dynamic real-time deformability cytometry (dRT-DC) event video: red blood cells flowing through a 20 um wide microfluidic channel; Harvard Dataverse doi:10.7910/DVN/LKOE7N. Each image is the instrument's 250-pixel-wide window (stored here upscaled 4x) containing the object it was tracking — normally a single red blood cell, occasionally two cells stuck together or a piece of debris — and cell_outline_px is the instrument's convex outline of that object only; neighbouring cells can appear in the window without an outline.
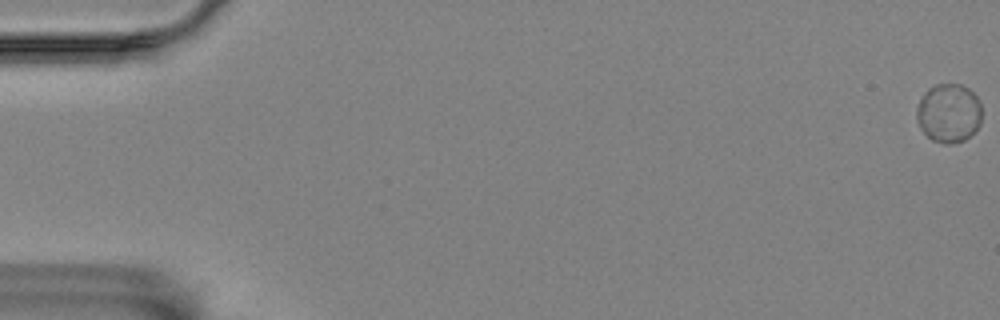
{"species": "Egyptian fruit bat (a non-hibernating species)", "species_latin": "Rousettus aegyptiacus", "temperature_condition": "room temperature", "stored_images_in_passage": 12, "camera_frame_rate_fps": 3000, "um_per_image_px": 0.085, "animal": {"sex": "female"}, "frame": {"image": 1, "passage_image": 1, "time_ms": 0.0, "image_size_px": [1000, 320], "cell_outline_px": [[980, 124], [964, 140], [948, 144], [932, 140], [920, 128], [916, 120], [916, 108], [924, 92], [928, 88], [936, 84], [960, 84], [968, 88], [980, 100]], "centroid_in_image_um": [80.61, 9.59], "position_along_channel_um": 4.4, "area_um2": 22.25}}
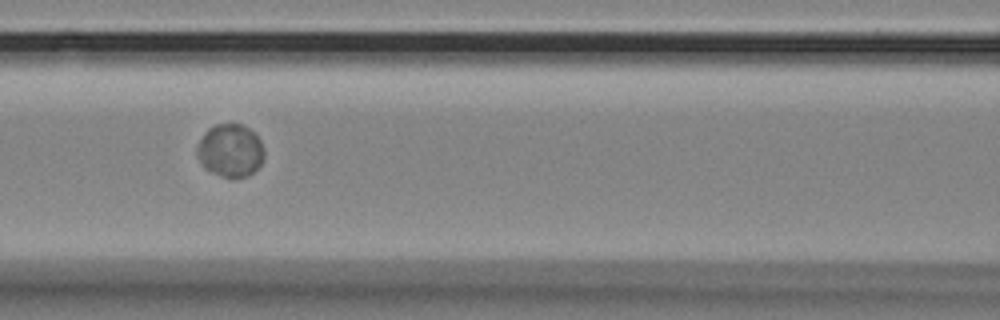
{"frame": {"image": 2, "passage_image": 8, "time_ms": 8.667, "image_size_px": [1000, 320], "cell_outline_px": [[264, 156], [260, 164], [248, 176], [220, 176], [204, 168], [196, 156], [196, 148], [204, 132], [208, 128], [216, 124], [244, 124], [260, 140], [264, 148]], "centroid_in_image_um": [19.55, 12.77], "position_along_channel_um": 147.1, "area_um2": 20.58}}
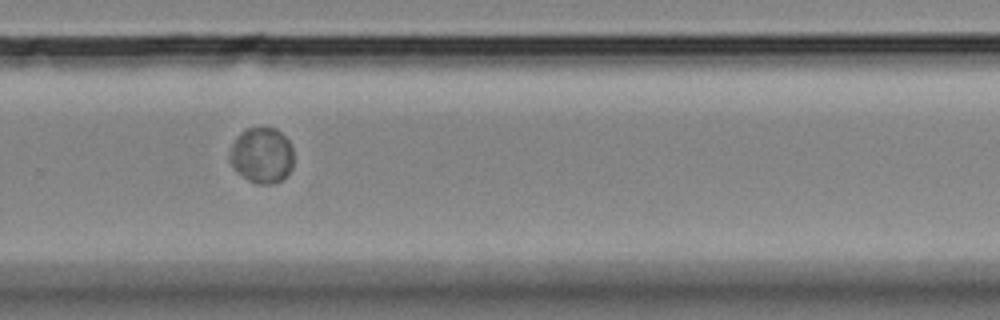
{"frame": {"image": 3, "passage_image": 12, "time_ms": 13.333, "image_size_px": [1000, 320], "cell_outline_px": [[292, 168], [288, 176], [272, 184], [256, 184], [248, 180], [228, 160], [228, 156], [232, 144], [236, 136], [240, 132], [248, 128], [276, 128], [288, 140], [292, 148]], "centroid_in_image_um": [22.25, 13.2], "position_along_channel_um": 307.5, "area_um2": 20.69}}